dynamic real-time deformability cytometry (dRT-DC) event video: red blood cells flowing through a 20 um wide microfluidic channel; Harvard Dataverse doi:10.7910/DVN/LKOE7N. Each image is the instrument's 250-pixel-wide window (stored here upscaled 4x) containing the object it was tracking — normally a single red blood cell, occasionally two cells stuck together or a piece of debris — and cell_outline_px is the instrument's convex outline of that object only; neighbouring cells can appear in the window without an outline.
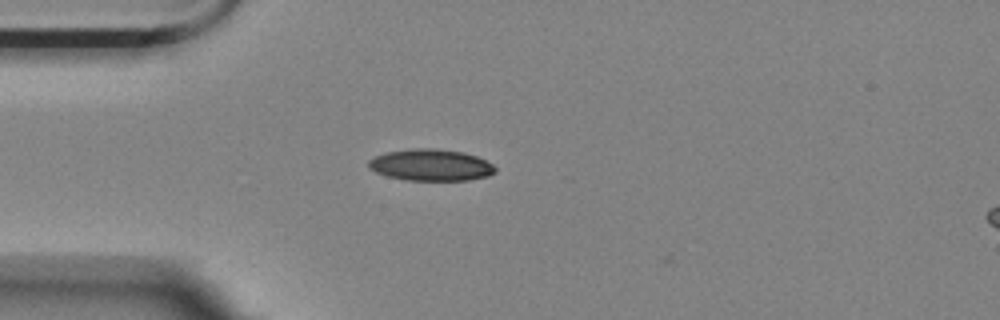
{"species": "Egyptian fruit bat (a non-hibernating species)", "species_latin": "Rousettus aegyptiacus", "temperature_condition": "room temperature", "stored_images_in_passage": 29, "camera_frame_rate_fps": 3000, "um_per_image_px": 0.085, "animal": {"sex": "female"}, "frame": {"image": 1, "passage_image": 1, "time_ms": 0.0, "image_size_px": [1000, 320], "cell_outline_px": [[496, 172], [488, 176], [468, 180], [404, 180], [388, 176], [376, 172], [368, 168], [368, 160], [376, 156], [388, 152], [412, 148], [436, 148], [464, 152], [476, 156], [492, 164], [496, 168]], "centroid_in_image_um": [36.62, 14.02], "position_along_channel_um": 48.4, "area_um2": 23.35}}
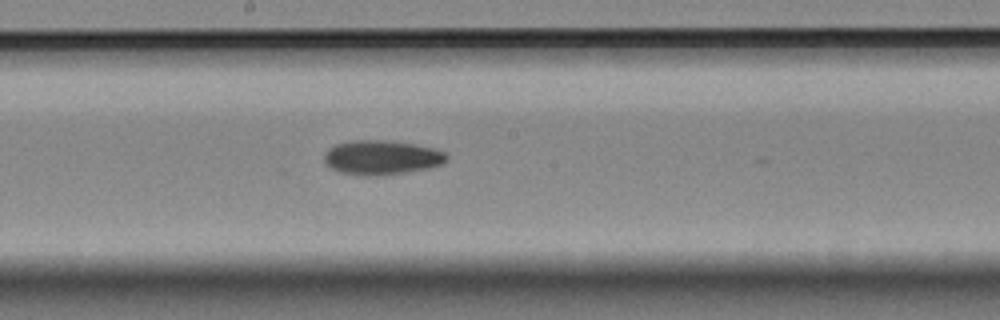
{"frame": {"image": 2, "passage_image": 16, "time_ms": 5.0, "image_size_px": [1000, 320], "cell_outline_px": [[448, 160], [444, 164], [428, 168], [380, 176], [360, 176], [340, 172], [332, 168], [324, 160], [324, 156], [328, 148], [336, 144], [348, 140], [384, 140], [412, 144], [432, 148], [444, 152], [448, 156]], "centroid_in_image_um": [32.43, 13.39], "position_along_channel_um": 215.8, "area_um2": 24.57}}
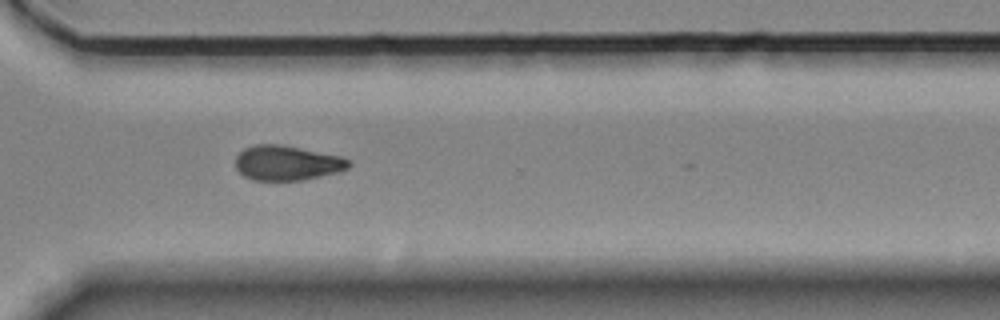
{"frame": {"image": 3, "passage_image": 27, "time_ms": 8.667, "image_size_px": [1000, 320], "cell_outline_px": [[352, 164], [348, 168], [340, 172], [304, 180], [252, 180], [244, 176], [236, 168], [236, 156], [244, 148], [256, 144], [280, 144], [340, 156], [348, 160]], "centroid_in_image_um": [24.4, 13.86], "position_along_channel_um": 346.2, "area_um2": 23.0}, "authors_computed_cell_mechanics": {"area_um2": 23.7558, "velocity_mm_per_s": 3.5605, "shape_relaxation_time_tau1_ms": 5.407, "shape_relaxation_time_tau2_ms": null, "deformation_change_tau1": 0.1317, "deformation_change_tau2": null}}